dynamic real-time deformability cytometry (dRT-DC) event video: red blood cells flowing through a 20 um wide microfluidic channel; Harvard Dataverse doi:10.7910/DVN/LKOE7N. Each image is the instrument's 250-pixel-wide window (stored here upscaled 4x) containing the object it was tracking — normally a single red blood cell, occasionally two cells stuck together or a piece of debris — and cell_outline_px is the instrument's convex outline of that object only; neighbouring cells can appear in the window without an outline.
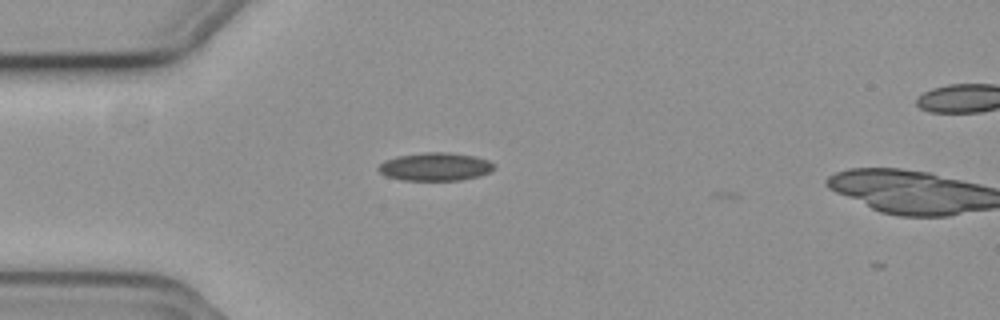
{"species": "common noctule bat (a hibernating species)", "species_latin": "Nyctalus noctula", "temperature_condition": "cold", "stored_images_in_passage": 3, "camera_frame_rate_fps": 3000, "um_per_image_px": 0.085, "animal": {"sex": "female", "body_mass_g": 19.3, "forearm_length_mm": 54.1}, "frame": {"image": 1, "passage_image": 1, "time_ms": 0.0, "image_size_px": [1000, 320], "cell_outline_px": [[496, 168], [480, 176], [460, 180], [404, 180], [388, 176], [380, 172], [376, 168], [384, 160], [396, 156], [424, 152], [448, 152], [472, 156], [488, 160], [496, 164]], "centroid_in_image_um": [37.0, 14.16], "position_along_channel_um": 48.0, "area_um2": 18.96}}